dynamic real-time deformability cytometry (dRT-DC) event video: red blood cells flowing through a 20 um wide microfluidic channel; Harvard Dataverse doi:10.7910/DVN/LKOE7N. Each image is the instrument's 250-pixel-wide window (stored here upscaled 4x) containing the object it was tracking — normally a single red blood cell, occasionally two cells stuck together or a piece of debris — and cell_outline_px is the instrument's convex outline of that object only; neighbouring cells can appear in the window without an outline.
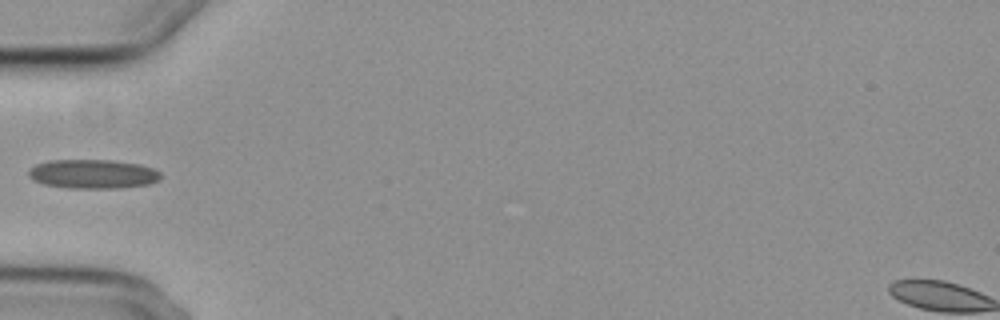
{"species": "common noctule bat (a hibernating species)", "species_latin": "Nyctalus noctula", "temperature_condition": "cold", "stored_images_in_passage": 6, "camera_frame_rate_fps": 3000, "um_per_image_px": 0.085, "animal": {"sex": "female", "body_mass_g": 29.2, "forearm_length_mm": 56.3}, "frame": {"image": 1, "passage_image": 5, "time_ms": 5.0, "image_size_px": [1000, 320], "cell_outline_px": [[160, 180], [148, 184], [120, 188], [68, 188], [44, 184], [32, 180], [28, 176], [28, 172], [36, 164], [48, 160], [112, 160], [140, 164], [152, 168], [160, 172]], "centroid_in_image_um": [7.89, 14.79], "position_along_channel_um": 77.1, "area_um2": 22.48}}
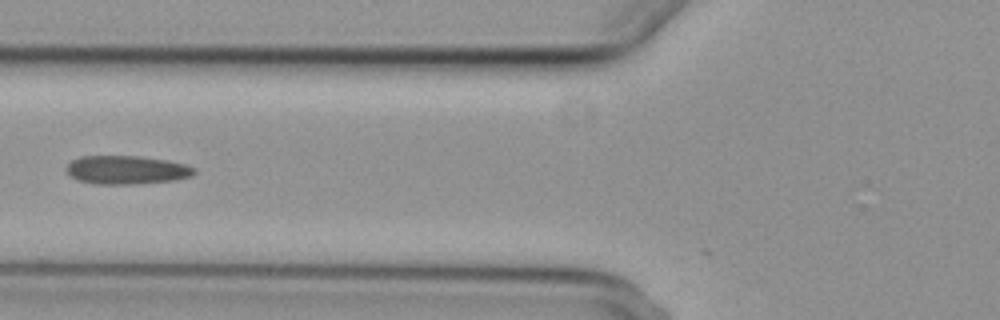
{"frame": {"image": 2, "passage_image": 6, "time_ms": 6.0, "image_size_px": [1000, 320], "cell_outline_px": [[196, 172], [192, 176], [176, 180], [136, 184], [96, 184], [80, 180], [72, 176], [64, 168], [72, 160], [80, 156], [140, 156], [168, 160], [184, 164], [196, 168]], "centroid_in_image_um": [10.79, 14.44], "position_along_channel_um": 115.0, "area_um2": 21.33}}